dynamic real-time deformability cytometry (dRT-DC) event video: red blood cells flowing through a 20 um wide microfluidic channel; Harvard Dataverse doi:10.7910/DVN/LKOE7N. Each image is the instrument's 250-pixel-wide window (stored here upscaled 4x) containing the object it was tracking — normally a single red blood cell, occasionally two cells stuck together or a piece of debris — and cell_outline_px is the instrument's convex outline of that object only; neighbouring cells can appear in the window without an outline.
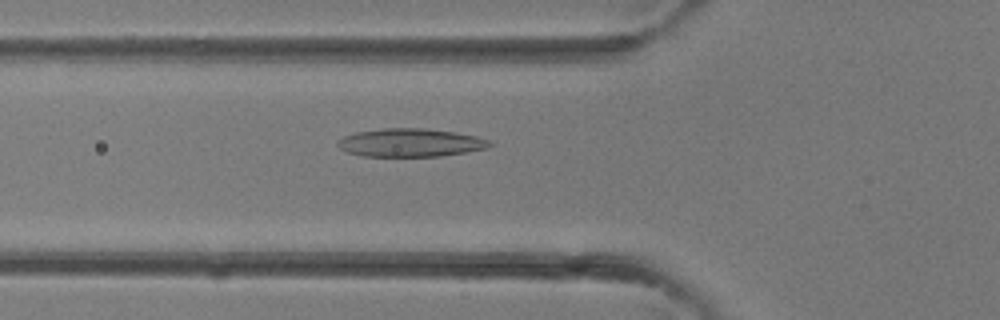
{"species": "common noctule bat (a hibernating species)", "species_latin": "Nyctalus noctula", "temperature_condition": "room temperature", "stored_images_in_passage": 35, "camera_frame_rate_fps": 3000, "um_per_image_px": 0.085, "animal": {"sex": "female"}, "frame": {"image": 1, "passage_image": 10, "time_ms": 3.0, "image_size_px": [1000, 320], "cell_outline_px": [[492, 144], [488, 148], [440, 156], [360, 156], [348, 152], [340, 148], [336, 144], [336, 140], [344, 136], [356, 132], [384, 128], [424, 128], [456, 132], [476, 136], [488, 140]], "centroid_in_image_um": [34.85, 12.12], "position_along_channel_um": 90.9, "area_um2": 24.97}}
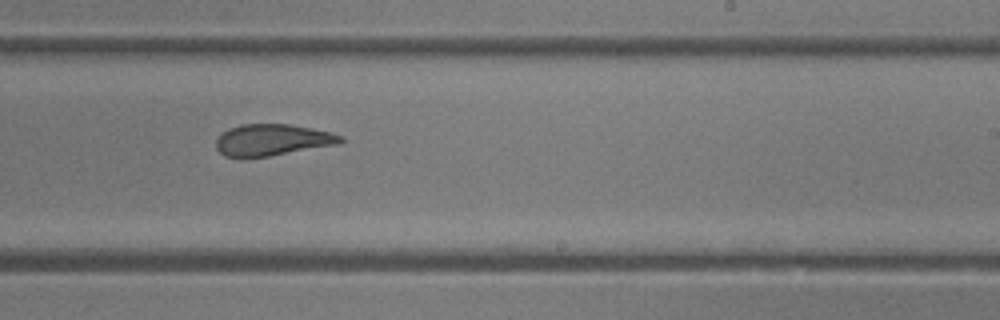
{"frame": {"image": 2, "passage_image": 20, "time_ms": 6.333, "image_size_px": [1000, 320], "cell_outline_px": [[344, 140], [340, 144], [268, 156], [224, 156], [216, 148], [216, 140], [228, 128], [240, 124], [288, 124], [312, 128], [332, 132], [344, 136]], "centroid_in_image_um": [23.2, 11.87], "position_along_channel_um": 265.8, "area_um2": 22.72}}
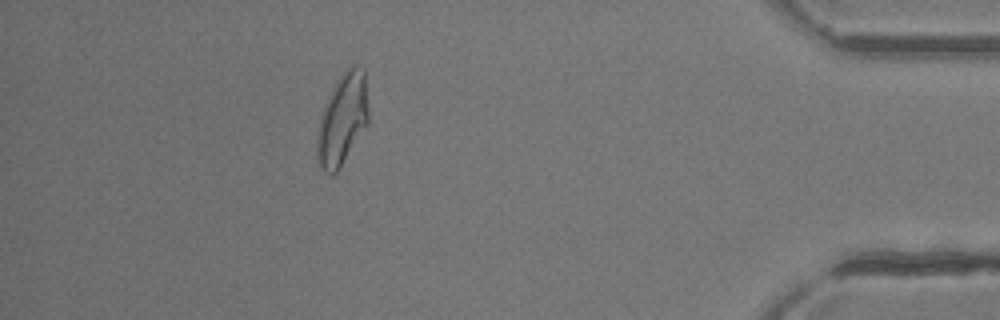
{"frame": {"image": 3, "passage_image": 31, "time_ms": 10.0, "image_size_px": [1000, 320], "cell_outline_px": [[368, 124], [340, 168], [332, 176], [324, 172], [320, 168], [316, 156], [316, 136], [320, 116], [324, 104], [336, 80], [352, 64], [356, 64], [364, 68], [368, 112]], "centroid_in_image_um": [29.08, 10.17], "position_along_channel_um": 406.1, "area_um2": 27.74}}